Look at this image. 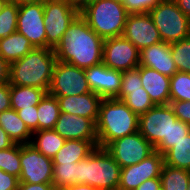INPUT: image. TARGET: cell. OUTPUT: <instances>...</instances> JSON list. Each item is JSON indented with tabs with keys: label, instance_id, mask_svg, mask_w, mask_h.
<instances>
[{
	"label": "cell",
	"instance_id": "49",
	"mask_svg": "<svg viewBox=\"0 0 190 190\" xmlns=\"http://www.w3.org/2000/svg\"><path fill=\"white\" fill-rule=\"evenodd\" d=\"M77 8L79 11L87 4L88 0H60Z\"/></svg>",
	"mask_w": 190,
	"mask_h": 190
},
{
	"label": "cell",
	"instance_id": "29",
	"mask_svg": "<svg viewBox=\"0 0 190 190\" xmlns=\"http://www.w3.org/2000/svg\"><path fill=\"white\" fill-rule=\"evenodd\" d=\"M20 152L21 144L18 143L8 149L0 150V169L18 179L21 173Z\"/></svg>",
	"mask_w": 190,
	"mask_h": 190
},
{
	"label": "cell",
	"instance_id": "30",
	"mask_svg": "<svg viewBox=\"0 0 190 190\" xmlns=\"http://www.w3.org/2000/svg\"><path fill=\"white\" fill-rule=\"evenodd\" d=\"M122 101L138 116L146 113L155 104L152 102L149 94L144 88L128 90V94L122 99Z\"/></svg>",
	"mask_w": 190,
	"mask_h": 190
},
{
	"label": "cell",
	"instance_id": "21",
	"mask_svg": "<svg viewBox=\"0 0 190 190\" xmlns=\"http://www.w3.org/2000/svg\"><path fill=\"white\" fill-rule=\"evenodd\" d=\"M0 126L14 143L30 144L32 132L12 108L0 113Z\"/></svg>",
	"mask_w": 190,
	"mask_h": 190
},
{
	"label": "cell",
	"instance_id": "6",
	"mask_svg": "<svg viewBox=\"0 0 190 190\" xmlns=\"http://www.w3.org/2000/svg\"><path fill=\"white\" fill-rule=\"evenodd\" d=\"M178 118L170 104L155 105L139 116L138 132L164 155L168 151V131Z\"/></svg>",
	"mask_w": 190,
	"mask_h": 190
},
{
	"label": "cell",
	"instance_id": "23",
	"mask_svg": "<svg viewBox=\"0 0 190 190\" xmlns=\"http://www.w3.org/2000/svg\"><path fill=\"white\" fill-rule=\"evenodd\" d=\"M47 91L38 87L10 85L11 108L15 111L38 106Z\"/></svg>",
	"mask_w": 190,
	"mask_h": 190
},
{
	"label": "cell",
	"instance_id": "17",
	"mask_svg": "<svg viewBox=\"0 0 190 190\" xmlns=\"http://www.w3.org/2000/svg\"><path fill=\"white\" fill-rule=\"evenodd\" d=\"M139 66H145L172 77L177 67L171 56L170 43L160 41L140 51Z\"/></svg>",
	"mask_w": 190,
	"mask_h": 190
},
{
	"label": "cell",
	"instance_id": "32",
	"mask_svg": "<svg viewBox=\"0 0 190 190\" xmlns=\"http://www.w3.org/2000/svg\"><path fill=\"white\" fill-rule=\"evenodd\" d=\"M170 48L177 71L190 74V37L170 43Z\"/></svg>",
	"mask_w": 190,
	"mask_h": 190
},
{
	"label": "cell",
	"instance_id": "50",
	"mask_svg": "<svg viewBox=\"0 0 190 190\" xmlns=\"http://www.w3.org/2000/svg\"><path fill=\"white\" fill-rule=\"evenodd\" d=\"M42 0H8V2L14 3L15 5H22V4H28V3H36Z\"/></svg>",
	"mask_w": 190,
	"mask_h": 190
},
{
	"label": "cell",
	"instance_id": "46",
	"mask_svg": "<svg viewBox=\"0 0 190 190\" xmlns=\"http://www.w3.org/2000/svg\"><path fill=\"white\" fill-rule=\"evenodd\" d=\"M15 143L12 139L8 136V134L2 129L0 126V150L1 149H8L12 147Z\"/></svg>",
	"mask_w": 190,
	"mask_h": 190
},
{
	"label": "cell",
	"instance_id": "33",
	"mask_svg": "<svg viewBox=\"0 0 190 190\" xmlns=\"http://www.w3.org/2000/svg\"><path fill=\"white\" fill-rule=\"evenodd\" d=\"M121 79L122 71L110 69L103 63L102 99L117 98Z\"/></svg>",
	"mask_w": 190,
	"mask_h": 190
},
{
	"label": "cell",
	"instance_id": "44",
	"mask_svg": "<svg viewBox=\"0 0 190 190\" xmlns=\"http://www.w3.org/2000/svg\"><path fill=\"white\" fill-rule=\"evenodd\" d=\"M10 64L0 56V85L9 83Z\"/></svg>",
	"mask_w": 190,
	"mask_h": 190
},
{
	"label": "cell",
	"instance_id": "10",
	"mask_svg": "<svg viewBox=\"0 0 190 190\" xmlns=\"http://www.w3.org/2000/svg\"><path fill=\"white\" fill-rule=\"evenodd\" d=\"M105 149L121 168L137 164L154 152V147L138 131L115 139Z\"/></svg>",
	"mask_w": 190,
	"mask_h": 190
},
{
	"label": "cell",
	"instance_id": "47",
	"mask_svg": "<svg viewBox=\"0 0 190 190\" xmlns=\"http://www.w3.org/2000/svg\"><path fill=\"white\" fill-rule=\"evenodd\" d=\"M178 8L190 19V0H175Z\"/></svg>",
	"mask_w": 190,
	"mask_h": 190
},
{
	"label": "cell",
	"instance_id": "36",
	"mask_svg": "<svg viewBox=\"0 0 190 190\" xmlns=\"http://www.w3.org/2000/svg\"><path fill=\"white\" fill-rule=\"evenodd\" d=\"M84 70L89 89L102 98L103 62Z\"/></svg>",
	"mask_w": 190,
	"mask_h": 190
},
{
	"label": "cell",
	"instance_id": "12",
	"mask_svg": "<svg viewBox=\"0 0 190 190\" xmlns=\"http://www.w3.org/2000/svg\"><path fill=\"white\" fill-rule=\"evenodd\" d=\"M17 32L30 40L35 48H47L44 24V0L19 5Z\"/></svg>",
	"mask_w": 190,
	"mask_h": 190
},
{
	"label": "cell",
	"instance_id": "38",
	"mask_svg": "<svg viewBox=\"0 0 190 190\" xmlns=\"http://www.w3.org/2000/svg\"><path fill=\"white\" fill-rule=\"evenodd\" d=\"M190 133V125L176 120L168 131V150L173 148L176 143L185 138Z\"/></svg>",
	"mask_w": 190,
	"mask_h": 190
},
{
	"label": "cell",
	"instance_id": "34",
	"mask_svg": "<svg viewBox=\"0 0 190 190\" xmlns=\"http://www.w3.org/2000/svg\"><path fill=\"white\" fill-rule=\"evenodd\" d=\"M19 6L6 2L0 12V39L17 31Z\"/></svg>",
	"mask_w": 190,
	"mask_h": 190
},
{
	"label": "cell",
	"instance_id": "28",
	"mask_svg": "<svg viewBox=\"0 0 190 190\" xmlns=\"http://www.w3.org/2000/svg\"><path fill=\"white\" fill-rule=\"evenodd\" d=\"M53 165L52 185L56 190L78 184L77 163Z\"/></svg>",
	"mask_w": 190,
	"mask_h": 190
},
{
	"label": "cell",
	"instance_id": "19",
	"mask_svg": "<svg viewBox=\"0 0 190 190\" xmlns=\"http://www.w3.org/2000/svg\"><path fill=\"white\" fill-rule=\"evenodd\" d=\"M140 77L144 90L155 105L170 104V77L145 66H140Z\"/></svg>",
	"mask_w": 190,
	"mask_h": 190
},
{
	"label": "cell",
	"instance_id": "22",
	"mask_svg": "<svg viewBox=\"0 0 190 190\" xmlns=\"http://www.w3.org/2000/svg\"><path fill=\"white\" fill-rule=\"evenodd\" d=\"M34 48L30 40L17 31L0 39V56L9 64L21 59Z\"/></svg>",
	"mask_w": 190,
	"mask_h": 190
},
{
	"label": "cell",
	"instance_id": "20",
	"mask_svg": "<svg viewBox=\"0 0 190 190\" xmlns=\"http://www.w3.org/2000/svg\"><path fill=\"white\" fill-rule=\"evenodd\" d=\"M98 146V141L66 140L52 158L53 164L77 163L86 158Z\"/></svg>",
	"mask_w": 190,
	"mask_h": 190
},
{
	"label": "cell",
	"instance_id": "31",
	"mask_svg": "<svg viewBox=\"0 0 190 190\" xmlns=\"http://www.w3.org/2000/svg\"><path fill=\"white\" fill-rule=\"evenodd\" d=\"M170 101H190V74L176 72L170 77Z\"/></svg>",
	"mask_w": 190,
	"mask_h": 190
},
{
	"label": "cell",
	"instance_id": "15",
	"mask_svg": "<svg viewBox=\"0 0 190 190\" xmlns=\"http://www.w3.org/2000/svg\"><path fill=\"white\" fill-rule=\"evenodd\" d=\"M122 36L133 43L139 51L162 41L149 13L128 14Z\"/></svg>",
	"mask_w": 190,
	"mask_h": 190
},
{
	"label": "cell",
	"instance_id": "52",
	"mask_svg": "<svg viewBox=\"0 0 190 190\" xmlns=\"http://www.w3.org/2000/svg\"><path fill=\"white\" fill-rule=\"evenodd\" d=\"M187 190H190V180H189V183H188Z\"/></svg>",
	"mask_w": 190,
	"mask_h": 190
},
{
	"label": "cell",
	"instance_id": "16",
	"mask_svg": "<svg viewBox=\"0 0 190 190\" xmlns=\"http://www.w3.org/2000/svg\"><path fill=\"white\" fill-rule=\"evenodd\" d=\"M54 130L65 140L98 141L96 124L86 117L60 112Z\"/></svg>",
	"mask_w": 190,
	"mask_h": 190
},
{
	"label": "cell",
	"instance_id": "35",
	"mask_svg": "<svg viewBox=\"0 0 190 190\" xmlns=\"http://www.w3.org/2000/svg\"><path fill=\"white\" fill-rule=\"evenodd\" d=\"M142 87L140 66L132 70L122 71L121 89L116 99L122 100L128 94V90L140 89Z\"/></svg>",
	"mask_w": 190,
	"mask_h": 190
},
{
	"label": "cell",
	"instance_id": "43",
	"mask_svg": "<svg viewBox=\"0 0 190 190\" xmlns=\"http://www.w3.org/2000/svg\"><path fill=\"white\" fill-rule=\"evenodd\" d=\"M17 190H56L52 183L31 184L19 182Z\"/></svg>",
	"mask_w": 190,
	"mask_h": 190
},
{
	"label": "cell",
	"instance_id": "8",
	"mask_svg": "<svg viewBox=\"0 0 190 190\" xmlns=\"http://www.w3.org/2000/svg\"><path fill=\"white\" fill-rule=\"evenodd\" d=\"M80 11L60 0H44V24L47 48L54 49Z\"/></svg>",
	"mask_w": 190,
	"mask_h": 190
},
{
	"label": "cell",
	"instance_id": "2",
	"mask_svg": "<svg viewBox=\"0 0 190 190\" xmlns=\"http://www.w3.org/2000/svg\"><path fill=\"white\" fill-rule=\"evenodd\" d=\"M57 63L54 49L34 48L10 64V85L38 87L47 92Z\"/></svg>",
	"mask_w": 190,
	"mask_h": 190
},
{
	"label": "cell",
	"instance_id": "39",
	"mask_svg": "<svg viewBox=\"0 0 190 190\" xmlns=\"http://www.w3.org/2000/svg\"><path fill=\"white\" fill-rule=\"evenodd\" d=\"M16 112L32 133L38 131L37 106H34V108H24Z\"/></svg>",
	"mask_w": 190,
	"mask_h": 190
},
{
	"label": "cell",
	"instance_id": "4",
	"mask_svg": "<svg viewBox=\"0 0 190 190\" xmlns=\"http://www.w3.org/2000/svg\"><path fill=\"white\" fill-rule=\"evenodd\" d=\"M121 167L102 147L77 162L78 184H88L98 190H115L119 186Z\"/></svg>",
	"mask_w": 190,
	"mask_h": 190
},
{
	"label": "cell",
	"instance_id": "26",
	"mask_svg": "<svg viewBox=\"0 0 190 190\" xmlns=\"http://www.w3.org/2000/svg\"><path fill=\"white\" fill-rule=\"evenodd\" d=\"M163 156L165 165L190 171V133Z\"/></svg>",
	"mask_w": 190,
	"mask_h": 190
},
{
	"label": "cell",
	"instance_id": "41",
	"mask_svg": "<svg viewBox=\"0 0 190 190\" xmlns=\"http://www.w3.org/2000/svg\"><path fill=\"white\" fill-rule=\"evenodd\" d=\"M19 179L0 169V190H17Z\"/></svg>",
	"mask_w": 190,
	"mask_h": 190
},
{
	"label": "cell",
	"instance_id": "37",
	"mask_svg": "<svg viewBox=\"0 0 190 190\" xmlns=\"http://www.w3.org/2000/svg\"><path fill=\"white\" fill-rule=\"evenodd\" d=\"M161 0H124L123 5L128 14L149 13Z\"/></svg>",
	"mask_w": 190,
	"mask_h": 190
},
{
	"label": "cell",
	"instance_id": "27",
	"mask_svg": "<svg viewBox=\"0 0 190 190\" xmlns=\"http://www.w3.org/2000/svg\"><path fill=\"white\" fill-rule=\"evenodd\" d=\"M160 180L163 190H187L190 180V171L164 164Z\"/></svg>",
	"mask_w": 190,
	"mask_h": 190
},
{
	"label": "cell",
	"instance_id": "14",
	"mask_svg": "<svg viewBox=\"0 0 190 190\" xmlns=\"http://www.w3.org/2000/svg\"><path fill=\"white\" fill-rule=\"evenodd\" d=\"M164 165V156L154 151L143 161L121 168L118 188L135 190L144 181L160 177Z\"/></svg>",
	"mask_w": 190,
	"mask_h": 190
},
{
	"label": "cell",
	"instance_id": "42",
	"mask_svg": "<svg viewBox=\"0 0 190 190\" xmlns=\"http://www.w3.org/2000/svg\"><path fill=\"white\" fill-rule=\"evenodd\" d=\"M11 108L10 83L0 85V113Z\"/></svg>",
	"mask_w": 190,
	"mask_h": 190
},
{
	"label": "cell",
	"instance_id": "1",
	"mask_svg": "<svg viewBox=\"0 0 190 190\" xmlns=\"http://www.w3.org/2000/svg\"><path fill=\"white\" fill-rule=\"evenodd\" d=\"M103 42L79 14L65 31L54 52L58 61L86 69L102 63Z\"/></svg>",
	"mask_w": 190,
	"mask_h": 190
},
{
	"label": "cell",
	"instance_id": "5",
	"mask_svg": "<svg viewBox=\"0 0 190 190\" xmlns=\"http://www.w3.org/2000/svg\"><path fill=\"white\" fill-rule=\"evenodd\" d=\"M89 27L103 40L122 36L128 13L114 0H89L80 10Z\"/></svg>",
	"mask_w": 190,
	"mask_h": 190
},
{
	"label": "cell",
	"instance_id": "51",
	"mask_svg": "<svg viewBox=\"0 0 190 190\" xmlns=\"http://www.w3.org/2000/svg\"><path fill=\"white\" fill-rule=\"evenodd\" d=\"M8 0H0V12L2 11L3 6L6 4Z\"/></svg>",
	"mask_w": 190,
	"mask_h": 190
},
{
	"label": "cell",
	"instance_id": "45",
	"mask_svg": "<svg viewBox=\"0 0 190 190\" xmlns=\"http://www.w3.org/2000/svg\"><path fill=\"white\" fill-rule=\"evenodd\" d=\"M160 188H161L160 177H156L144 181L135 190H159Z\"/></svg>",
	"mask_w": 190,
	"mask_h": 190
},
{
	"label": "cell",
	"instance_id": "18",
	"mask_svg": "<svg viewBox=\"0 0 190 190\" xmlns=\"http://www.w3.org/2000/svg\"><path fill=\"white\" fill-rule=\"evenodd\" d=\"M61 112L91 119L95 124L99 115L102 98L94 92L78 96L56 97Z\"/></svg>",
	"mask_w": 190,
	"mask_h": 190
},
{
	"label": "cell",
	"instance_id": "25",
	"mask_svg": "<svg viewBox=\"0 0 190 190\" xmlns=\"http://www.w3.org/2000/svg\"><path fill=\"white\" fill-rule=\"evenodd\" d=\"M37 111L38 131L54 129L61 112L58 99L47 92L38 104Z\"/></svg>",
	"mask_w": 190,
	"mask_h": 190
},
{
	"label": "cell",
	"instance_id": "9",
	"mask_svg": "<svg viewBox=\"0 0 190 190\" xmlns=\"http://www.w3.org/2000/svg\"><path fill=\"white\" fill-rule=\"evenodd\" d=\"M90 92L83 68L57 60L48 90L50 95L65 97L78 96Z\"/></svg>",
	"mask_w": 190,
	"mask_h": 190
},
{
	"label": "cell",
	"instance_id": "13",
	"mask_svg": "<svg viewBox=\"0 0 190 190\" xmlns=\"http://www.w3.org/2000/svg\"><path fill=\"white\" fill-rule=\"evenodd\" d=\"M140 51L123 36L105 39L102 62L110 69L127 71L139 66Z\"/></svg>",
	"mask_w": 190,
	"mask_h": 190
},
{
	"label": "cell",
	"instance_id": "7",
	"mask_svg": "<svg viewBox=\"0 0 190 190\" xmlns=\"http://www.w3.org/2000/svg\"><path fill=\"white\" fill-rule=\"evenodd\" d=\"M163 42L174 43L190 37V19L175 0H161L150 12Z\"/></svg>",
	"mask_w": 190,
	"mask_h": 190
},
{
	"label": "cell",
	"instance_id": "24",
	"mask_svg": "<svg viewBox=\"0 0 190 190\" xmlns=\"http://www.w3.org/2000/svg\"><path fill=\"white\" fill-rule=\"evenodd\" d=\"M32 136L35 138L31 139L30 145L51 159L66 141L54 129L34 131Z\"/></svg>",
	"mask_w": 190,
	"mask_h": 190
},
{
	"label": "cell",
	"instance_id": "48",
	"mask_svg": "<svg viewBox=\"0 0 190 190\" xmlns=\"http://www.w3.org/2000/svg\"><path fill=\"white\" fill-rule=\"evenodd\" d=\"M59 190H98L88 184H73Z\"/></svg>",
	"mask_w": 190,
	"mask_h": 190
},
{
	"label": "cell",
	"instance_id": "40",
	"mask_svg": "<svg viewBox=\"0 0 190 190\" xmlns=\"http://www.w3.org/2000/svg\"><path fill=\"white\" fill-rule=\"evenodd\" d=\"M178 120L190 125V101H170Z\"/></svg>",
	"mask_w": 190,
	"mask_h": 190
},
{
	"label": "cell",
	"instance_id": "53",
	"mask_svg": "<svg viewBox=\"0 0 190 190\" xmlns=\"http://www.w3.org/2000/svg\"><path fill=\"white\" fill-rule=\"evenodd\" d=\"M114 1H117V2L123 3L124 0H114Z\"/></svg>",
	"mask_w": 190,
	"mask_h": 190
},
{
	"label": "cell",
	"instance_id": "11",
	"mask_svg": "<svg viewBox=\"0 0 190 190\" xmlns=\"http://www.w3.org/2000/svg\"><path fill=\"white\" fill-rule=\"evenodd\" d=\"M21 173L19 182L40 184L52 183L53 161L30 144H21Z\"/></svg>",
	"mask_w": 190,
	"mask_h": 190
},
{
	"label": "cell",
	"instance_id": "3",
	"mask_svg": "<svg viewBox=\"0 0 190 190\" xmlns=\"http://www.w3.org/2000/svg\"><path fill=\"white\" fill-rule=\"evenodd\" d=\"M139 116L122 100L102 99L96 122L98 147L105 148L115 139L136 133Z\"/></svg>",
	"mask_w": 190,
	"mask_h": 190
}]
</instances>
